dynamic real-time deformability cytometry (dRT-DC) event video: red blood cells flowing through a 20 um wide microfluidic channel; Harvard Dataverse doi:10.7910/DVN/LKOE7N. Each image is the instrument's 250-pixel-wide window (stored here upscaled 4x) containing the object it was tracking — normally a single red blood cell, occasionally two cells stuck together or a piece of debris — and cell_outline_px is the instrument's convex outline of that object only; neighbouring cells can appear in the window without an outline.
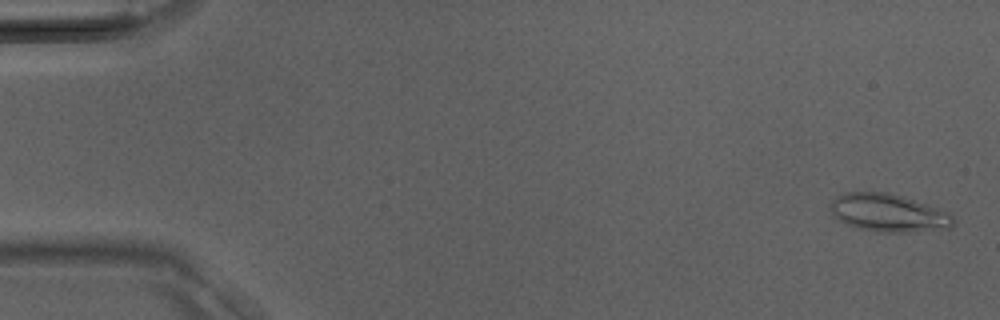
{"species": "Egyptian fruit bat (a non-hibernating species)", "species_latin": "Rousettus aegyptiacus", "temperature_condition": "room temperature", "stored_images_in_passage": 40, "camera_frame_rate_fps": 3000, "um_per_image_px": 0.085, "animal": {"sex": "male"}, "frame": {"image": 1, "passage_image": 2, "time_ms": 0.333, "image_size_px": [1000, 320], "cell_outline_px": [[956, 224], [948, 228], [912, 232], [876, 232], [856, 228], [832, 216], [828, 208], [828, 204], [836, 196], [844, 192], [888, 192], [904, 196], [952, 212], [956, 220]], "centroid_in_image_um": [75.53, 18.09], "position_along_channel_um": 9.5, "area_um2": 27.86}}
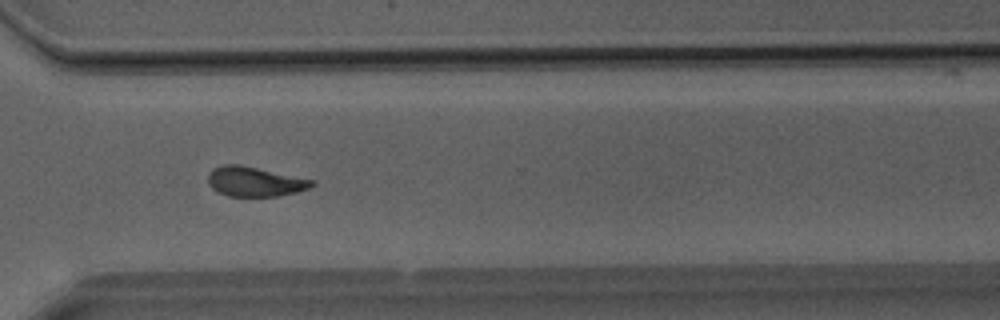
{"frame": {"image": 2, "passage_image": 30, "time_ms": 9.667, "image_size_px": [1000, 320], "cell_outline_px": [[316, 184], [308, 188], [296, 192], [276, 196], [228, 196], [212, 188], [208, 184], [208, 172], [212, 168], [224, 164], [240, 164], [316, 180]], "centroid_in_image_um": [21.65, 15.42], "position_along_channel_um": 348.9, "area_um2": 18.09}}
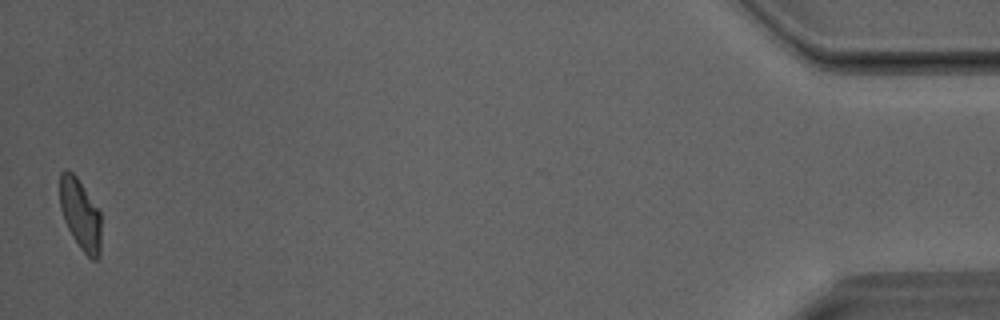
{"frame": {"image": 3, "passage_image": 40, "time_ms": 13.0, "image_size_px": [1000, 320], "cell_outline_px": [[100, 256], [96, 260], [92, 260], [80, 248], [72, 236], [64, 220], [60, 208], [60, 172], [64, 168], [72, 172], [76, 176], [100, 212]], "centroid_in_image_um": [6.82, 18.22], "position_along_channel_um": 428.4, "area_um2": 16.94}}